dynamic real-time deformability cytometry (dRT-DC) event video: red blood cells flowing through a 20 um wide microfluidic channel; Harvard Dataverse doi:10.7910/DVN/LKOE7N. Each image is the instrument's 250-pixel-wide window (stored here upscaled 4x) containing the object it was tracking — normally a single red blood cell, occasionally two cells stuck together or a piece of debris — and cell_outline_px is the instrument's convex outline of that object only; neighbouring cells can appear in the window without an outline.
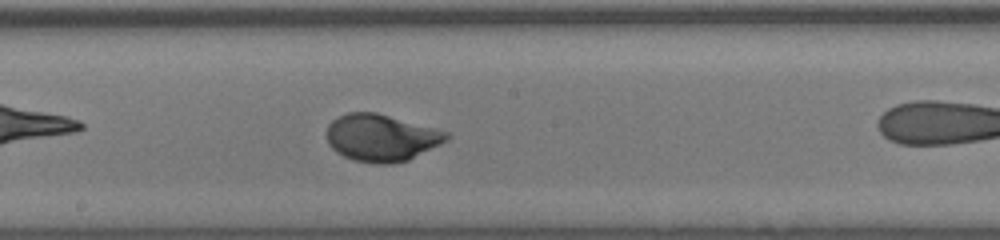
{"species": "human", "species_latin": "Homo sapiens", "temperature_condition": "room temperature", "stored_images_in_passage": 28, "camera_frame_rate_fps": 3000, "um_per_image_px": 0.085, "donor": {"sex": "male"}, "frame": {"image": 1, "passage_image": 13, "time_ms": 4.0, "image_size_px": [1000, 240], "cell_outline_px": [[448, 140], [408, 160], [392, 164], [372, 164], [352, 160], [336, 152], [328, 144], [328, 124], [332, 120], [348, 112], [376, 112], [448, 132]], "centroid_in_image_um": [32.38, 11.72], "position_along_channel_um": 215.8, "area_um2": 32.71}}
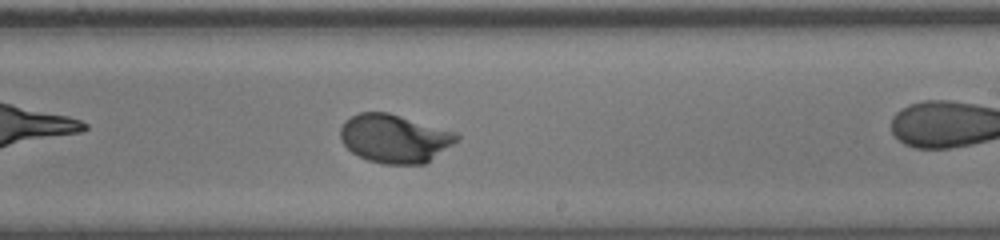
{"frame": {"image": 2, "passage_image": 16, "time_ms": 5.0, "image_size_px": [1000, 240], "cell_outline_px": [[460, 140], [424, 164], [384, 164], [368, 160], [352, 152], [340, 140], [340, 128], [344, 120], [360, 112], [388, 112], [456, 132], [460, 136]], "centroid_in_image_um": [33.54, 11.77], "position_along_channel_um": 255.5, "area_um2": 32.89}}